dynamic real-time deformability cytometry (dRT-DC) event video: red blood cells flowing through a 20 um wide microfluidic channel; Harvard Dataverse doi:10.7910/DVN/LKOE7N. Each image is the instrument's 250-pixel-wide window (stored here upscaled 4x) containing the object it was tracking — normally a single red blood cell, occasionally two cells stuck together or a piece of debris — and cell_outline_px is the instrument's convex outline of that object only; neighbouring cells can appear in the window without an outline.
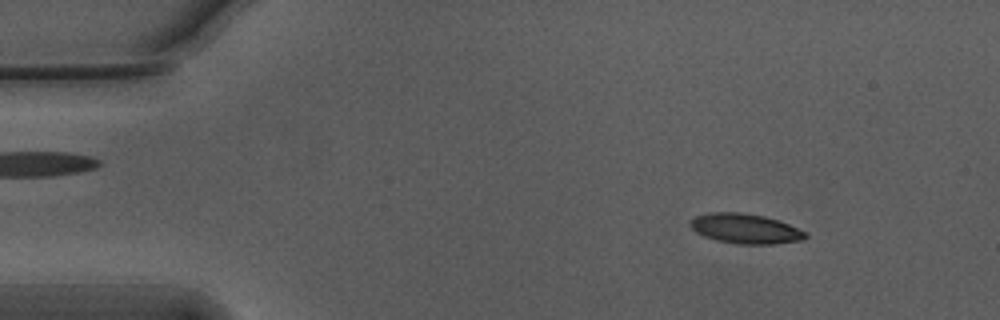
{"species": "Egyptian fruit bat (a non-hibernating species)", "species_latin": "Rousettus aegyptiacus", "temperature_condition": "warm", "stored_images_in_passage": 16, "camera_frame_rate_fps": 3000, "um_per_image_px": 0.085, "animal": {"sex": "male"}, "frame": {"image": 1, "passage_image": 7, "time_ms": 2.0, "image_size_px": [1000, 320], "cell_outline_px": [[808, 236], [804, 240], [772, 244], [736, 244], [716, 240], [704, 236], [696, 232], [688, 224], [696, 216], [708, 212], [740, 212], [764, 216], [780, 220], [804, 232]], "centroid_in_image_um": [63.34, 19.43], "position_along_channel_um": 21.7, "area_um2": 20.06}}